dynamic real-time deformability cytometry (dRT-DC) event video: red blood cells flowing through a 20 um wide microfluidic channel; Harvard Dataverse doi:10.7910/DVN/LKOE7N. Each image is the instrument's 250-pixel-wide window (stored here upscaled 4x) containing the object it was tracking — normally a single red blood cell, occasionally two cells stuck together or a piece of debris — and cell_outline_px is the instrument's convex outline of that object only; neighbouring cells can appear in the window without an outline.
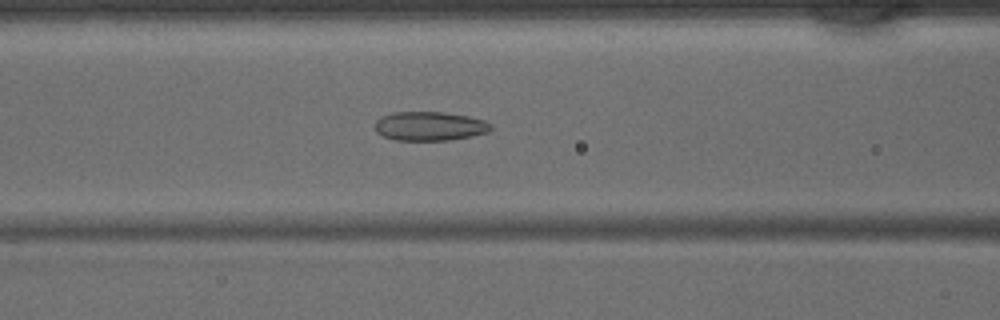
{"species": "common noctule bat (a hibernating species)", "species_latin": "Nyctalus noctula", "temperature_condition": "warm", "stored_images_in_passage": 43, "camera_frame_rate_fps": 3000, "um_per_image_px": 0.085, "animal": {"sex": "male", "body_mass_g": 15.6}, "frame": {"image": 1, "passage_image": 18, "time_ms": 5.667, "image_size_px": [1000, 320], "cell_outline_px": [[492, 128], [488, 132], [472, 136], [452, 140], [396, 140], [384, 136], [376, 132], [376, 120], [380, 116], [392, 112], [444, 112], [468, 116], [484, 120], [492, 124]], "centroid_in_image_um": [36.53, 10.72], "position_along_channel_um": 130.1, "area_um2": 19.71}}
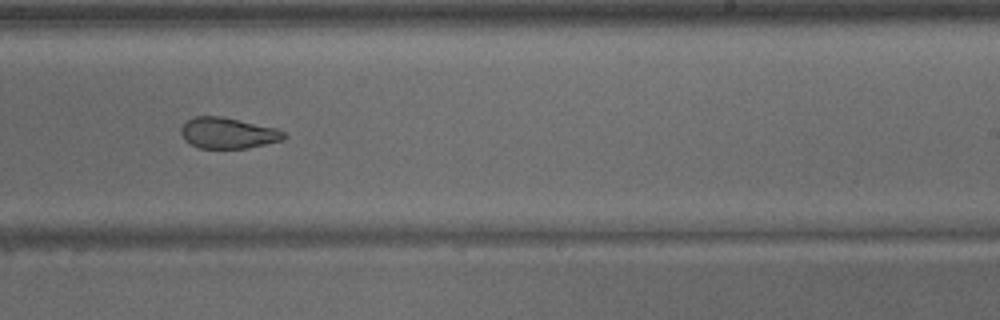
{"frame": {"image": 2, "passage_image": 27, "time_ms": 8.667, "image_size_px": [1000, 320], "cell_outline_px": [[288, 136], [284, 140], [248, 148], [200, 148], [184, 140], [180, 132], [180, 128], [188, 120], [196, 116], [220, 116], [276, 128], [284, 132]], "centroid_in_image_um": [19.39, 11.31], "position_along_channel_um": 269.6, "area_um2": 18.5}}
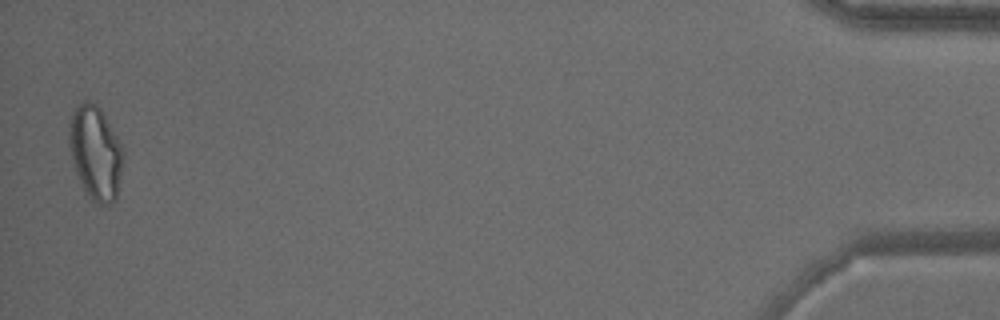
{"frame": {"image": 3, "passage_image": 43, "time_ms": 14.0, "image_size_px": [1000, 320], "cell_outline_px": [[124, 160], [116, 200], [108, 204], [100, 204], [92, 200], [88, 196], [76, 172], [72, 156], [68, 136], [68, 124], [72, 112], [76, 104], [88, 100], [96, 104], [100, 108], [124, 148]], "centroid_in_image_um": [8.13, 12.95], "position_along_channel_um": 427.1, "area_um2": 29.65}}